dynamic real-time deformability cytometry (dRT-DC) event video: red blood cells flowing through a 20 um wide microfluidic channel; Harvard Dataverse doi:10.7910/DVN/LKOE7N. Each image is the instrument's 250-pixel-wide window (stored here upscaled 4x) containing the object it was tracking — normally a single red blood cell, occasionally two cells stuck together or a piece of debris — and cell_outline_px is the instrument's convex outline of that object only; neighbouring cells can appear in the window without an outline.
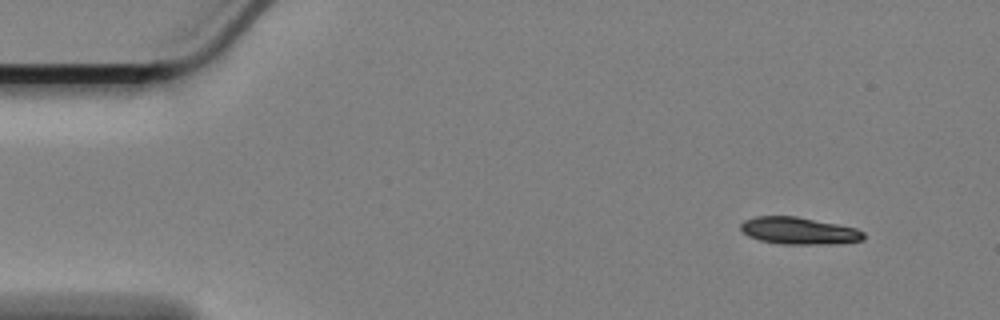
{"species": "Egyptian fruit bat (a non-hibernating species)", "species_latin": "Rousettus aegyptiacus", "temperature_condition": "cold", "stored_images_in_passage": 6, "camera_frame_rate_fps": 3000, "um_per_image_px": 0.085, "animal": {"sex": "female"}, "frame": {"image": 1, "passage_image": 1, "time_ms": 0.0, "image_size_px": [1000, 320], "cell_outline_px": [[864, 240], [832, 244], [784, 244], [760, 240], [748, 236], [740, 228], [740, 224], [744, 220], [756, 216], [796, 216], [856, 228], [864, 232]], "centroid_in_image_um": [67.9, 19.61], "position_along_channel_um": 17.1, "area_um2": 19.31}}